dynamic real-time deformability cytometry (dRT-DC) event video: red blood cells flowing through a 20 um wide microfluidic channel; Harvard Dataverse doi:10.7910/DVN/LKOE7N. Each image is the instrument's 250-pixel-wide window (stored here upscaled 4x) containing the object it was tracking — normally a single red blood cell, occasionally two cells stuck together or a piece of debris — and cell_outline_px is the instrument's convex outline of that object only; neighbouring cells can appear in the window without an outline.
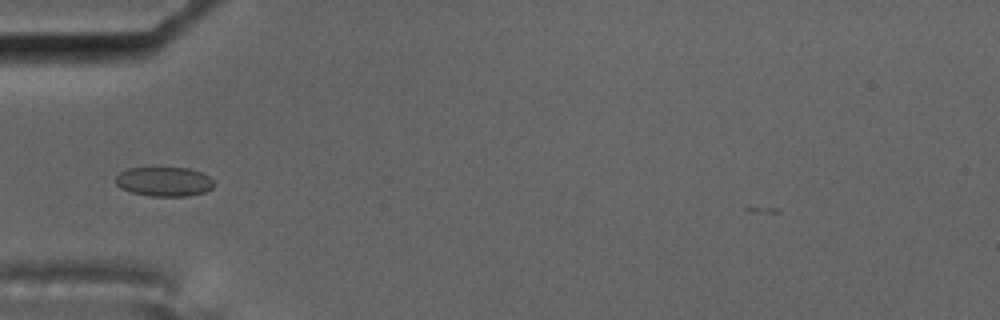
{"species": "common noctule bat (a hibernating species)", "species_latin": "Nyctalus noctula", "temperature_condition": "cold", "stored_images_in_passage": 40, "camera_frame_rate_fps": 3000, "um_per_image_px": 0.085, "animal": {"sex": "male", "body_mass_g": 17.5, "forearm_length_mm": 52.3}, "frame": {"image": 1, "passage_image": 1, "time_ms": 0.0, "image_size_px": [1000, 320], "cell_outline_px": [[212, 188], [204, 192], [188, 196], [152, 196], [132, 192], [120, 188], [116, 184], [116, 176], [120, 172], [128, 168], [192, 168], [208, 176], [212, 180]], "centroid_in_image_um": [13.93, 15.43], "position_along_channel_um": 71.1, "area_um2": 16.7}}
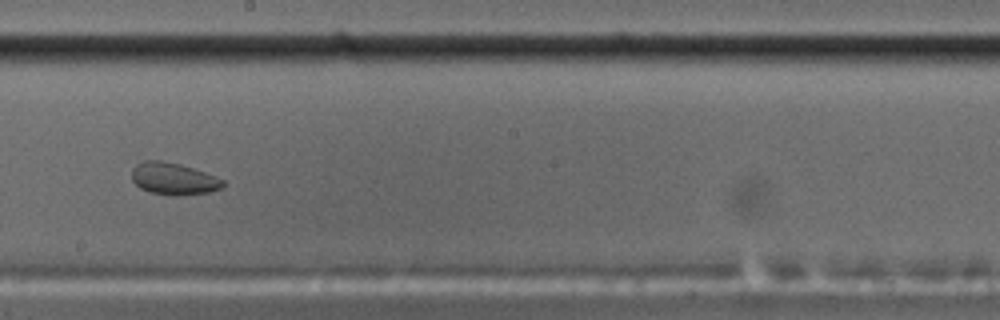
{"frame": {"image": 2, "passage_image": 15, "time_ms": 4.667, "image_size_px": [1000, 320], "cell_outline_px": [[224, 188], [208, 192], [176, 196], [152, 192], [140, 188], [132, 180], [132, 168], [136, 164], [144, 160], [160, 160], [180, 164], [216, 176], [224, 180]], "centroid_in_image_um": [14.76, 15.19], "position_along_channel_um": 233.4, "area_um2": 16.99}}
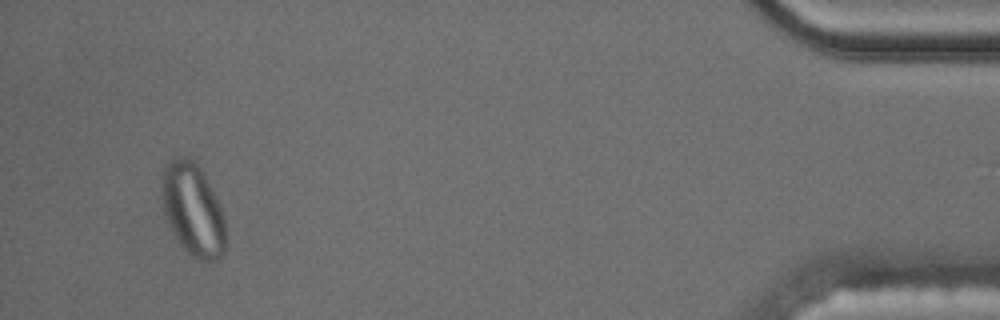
{"frame": {"image": 3, "passage_image": 37, "time_ms": 12.0, "image_size_px": [1000, 320], "cell_outline_px": [[228, 236], [224, 252], [216, 260], [196, 260], [180, 244], [168, 220], [164, 208], [164, 164], [168, 160], [176, 156], [184, 156], [192, 160], [204, 172], [224, 216]], "centroid_in_image_um": [16.46, 17.83], "position_along_channel_um": 418.7, "area_um2": 33.93}}